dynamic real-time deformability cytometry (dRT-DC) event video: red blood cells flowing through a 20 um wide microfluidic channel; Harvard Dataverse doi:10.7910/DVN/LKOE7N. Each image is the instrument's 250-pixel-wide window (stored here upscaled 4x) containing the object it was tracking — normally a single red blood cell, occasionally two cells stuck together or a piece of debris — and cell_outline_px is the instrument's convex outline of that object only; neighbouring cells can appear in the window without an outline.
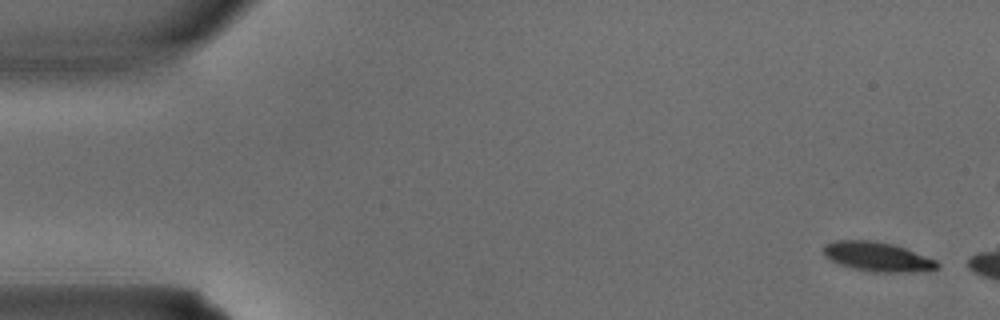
{"species": "common noctule bat (a hibernating species)", "species_latin": "Nyctalus noctula", "temperature_condition": "warm", "stored_images_in_passage": 4, "camera_frame_rate_fps": 3000, "um_per_image_px": 0.085, "animal": {"sex": "male", "body_mass_g": 15.6}, "frame": {"image": 1, "passage_image": 1, "time_ms": 0.0, "image_size_px": [1000, 320], "cell_outline_px": [[940, 268], [912, 272], [872, 272], [852, 268], [840, 264], [824, 256], [824, 244], [836, 240], [872, 240], [892, 244], [904, 248], [936, 260], [940, 264]], "centroid_in_image_um": [74.58, 21.82], "position_along_channel_um": 10.4, "area_um2": 19.36}}